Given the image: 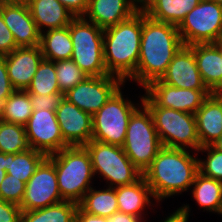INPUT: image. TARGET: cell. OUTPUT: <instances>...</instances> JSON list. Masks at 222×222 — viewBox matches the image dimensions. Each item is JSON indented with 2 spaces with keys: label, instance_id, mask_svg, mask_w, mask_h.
I'll use <instances>...</instances> for the list:
<instances>
[{
  "label": "cell",
  "instance_id": "cell-1",
  "mask_svg": "<svg viewBox=\"0 0 222 222\" xmlns=\"http://www.w3.org/2000/svg\"><path fill=\"white\" fill-rule=\"evenodd\" d=\"M183 45L177 26L155 21L143 11L140 56L131 80L145 88L161 79Z\"/></svg>",
  "mask_w": 222,
  "mask_h": 222
},
{
  "label": "cell",
  "instance_id": "cell-2",
  "mask_svg": "<svg viewBox=\"0 0 222 222\" xmlns=\"http://www.w3.org/2000/svg\"><path fill=\"white\" fill-rule=\"evenodd\" d=\"M198 169V158L187 149L162 147L151 165L143 172L153 198H164L189 190Z\"/></svg>",
  "mask_w": 222,
  "mask_h": 222
},
{
  "label": "cell",
  "instance_id": "cell-3",
  "mask_svg": "<svg viewBox=\"0 0 222 222\" xmlns=\"http://www.w3.org/2000/svg\"><path fill=\"white\" fill-rule=\"evenodd\" d=\"M143 10L129 19L103 30V51L109 75L124 83L135 76L141 46ZM129 78V79H128Z\"/></svg>",
  "mask_w": 222,
  "mask_h": 222
},
{
  "label": "cell",
  "instance_id": "cell-4",
  "mask_svg": "<svg viewBox=\"0 0 222 222\" xmlns=\"http://www.w3.org/2000/svg\"><path fill=\"white\" fill-rule=\"evenodd\" d=\"M47 158L54 164L60 195L79 204L92 188L94 176L90 155L84 146H69Z\"/></svg>",
  "mask_w": 222,
  "mask_h": 222
},
{
  "label": "cell",
  "instance_id": "cell-5",
  "mask_svg": "<svg viewBox=\"0 0 222 222\" xmlns=\"http://www.w3.org/2000/svg\"><path fill=\"white\" fill-rule=\"evenodd\" d=\"M144 104L151 112L154 126L163 147L188 149L198 152L200 141L197 135L195 114L159 107L147 94L142 96Z\"/></svg>",
  "mask_w": 222,
  "mask_h": 222
},
{
  "label": "cell",
  "instance_id": "cell-6",
  "mask_svg": "<svg viewBox=\"0 0 222 222\" xmlns=\"http://www.w3.org/2000/svg\"><path fill=\"white\" fill-rule=\"evenodd\" d=\"M137 108L130 117L123 150L130 161L143 173L163 147L149 109Z\"/></svg>",
  "mask_w": 222,
  "mask_h": 222
},
{
  "label": "cell",
  "instance_id": "cell-7",
  "mask_svg": "<svg viewBox=\"0 0 222 222\" xmlns=\"http://www.w3.org/2000/svg\"><path fill=\"white\" fill-rule=\"evenodd\" d=\"M73 42L71 59L87 76L109 75L104 62L103 29L83 17H75L69 24Z\"/></svg>",
  "mask_w": 222,
  "mask_h": 222
},
{
  "label": "cell",
  "instance_id": "cell-8",
  "mask_svg": "<svg viewBox=\"0 0 222 222\" xmlns=\"http://www.w3.org/2000/svg\"><path fill=\"white\" fill-rule=\"evenodd\" d=\"M84 147L90 155L93 174L109 181L108 187L131 185L143 176L121 146L91 140Z\"/></svg>",
  "mask_w": 222,
  "mask_h": 222
},
{
  "label": "cell",
  "instance_id": "cell-9",
  "mask_svg": "<svg viewBox=\"0 0 222 222\" xmlns=\"http://www.w3.org/2000/svg\"><path fill=\"white\" fill-rule=\"evenodd\" d=\"M137 107L141 108L125 99L119 88L92 116V140L122 147L130 117Z\"/></svg>",
  "mask_w": 222,
  "mask_h": 222
},
{
  "label": "cell",
  "instance_id": "cell-10",
  "mask_svg": "<svg viewBox=\"0 0 222 222\" xmlns=\"http://www.w3.org/2000/svg\"><path fill=\"white\" fill-rule=\"evenodd\" d=\"M186 46L200 43H217L222 35V5L201 0L178 26Z\"/></svg>",
  "mask_w": 222,
  "mask_h": 222
},
{
  "label": "cell",
  "instance_id": "cell-11",
  "mask_svg": "<svg viewBox=\"0 0 222 222\" xmlns=\"http://www.w3.org/2000/svg\"><path fill=\"white\" fill-rule=\"evenodd\" d=\"M123 83L120 78L112 75L88 76L68 90L64 98L93 116Z\"/></svg>",
  "mask_w": 222,
  "mask_h": 222
},
{
  "label": "cell",
  "instance_id": "cell-12",
  "mask_svg": "<svg viewBox=\"0 0 222 222\" xmlns=\"http://www.w3.org/2000/svg\"><path fill=\"white\" fill-rule=\"evenodd\" d=\"M61 201L64 200L58 188L55 166L46 157L26 183L20 209L22 211H31L45 208Z\"/></svg>",
  "mask_w": 222,
  "mask_h": 222
},
{
  "label": "cell",
  "instance_id": "cell-13",
  "mask_svg": "<svg viewBox=\"0 0 222 222\" xmlns=\"http://www.w3.org/2000/svg\"><path fill=\"white\" fill-rule=\"evenodd\" d=\"M25 132L30 147L44 153L46 156L69 147L63 140L55 111L33 110L25 125Z\"/></svg>",
  "mask_w": 222,
  "mask_h": 222
},
{
  "label": "cell",
  "instance_id": "cell-14",
  "mask_svg": "<svg viewBox=\"0 0 222 222\" xmlns=\"http://www.w3.org/2000/svg\"><path fill=\"white\" fill-rule=\"evenodd\" d=\"M159 107L195 114L211 94L208 89H182L167 85L160 79L143 88Z\"/></svg>",
  "mask_w": 222,
  "mask_h": 222
},
{
  "label": "cell",
  "instance_id": "cell-15",
  "mask_svg": "<svg viewBox=\"0 0 222 222\" xmlns=\"http://www.w3.org/2000/svg\"><path fill=\"white\" fill-rule=\"evenodd\" d=\"M55 113L63 140L69 146H84L92 140V115L65 98Z\"/></svg>",
  "mask_w": 222,
  "mask_h": 222
},
{
  "label": "cell",
  "instance_id": "cell-16",
  "mask_svg": "<svg viewBox=\"0 0 222 222\" xmlns=\"http://www.w3.org/2000/svg\"><path fill=\"white\" fill-rule=\"evenodd\" d=\"M0 14L18 47H35L40 44V32L28 5L0 1Z\"/></svg>",
  "mask_w": 222,
  "mask_h": 222
},
{
  "label": "cell",
  "instance_id": "cell-17",
  "mask_svg": "<svg viewBox=\"0 0 222 222\" xmlns=\"http://www.w3.org/2000/svg\"><path fill=\"white\" fill-rule=\"evenodd\" d=\"M160 80L182 89H207L197 68L193 49L186 45L175 54Z\"/></svg>",
  "mask_w": 222,
  "mask_h": 222
},
{
  "label": "cell",
  "instance_id": "cell-18",
  "mask_svg": "<svg viewBox=\"0 0 222 222\" xmlns=\"http://www.w3.org/2000/svg\"><path fill=\"white\" fill-rule=\"evenodd\" d=\"M7 73L15 90H27L44 59L41 49L35 47H18L4 56Z\"/></svg>",
  "mask_w": 222,
  "mask_h": 222
},
{
  "label": "cell",
  "instance_id": "cell-19",
  "mask_svg": "<svg viewBox=\"0 0 222 222\" xmlns=\"http://www.w3.org/2000/svg\"><path fill=\"white\" fill-rule=\"evenodd\" d=\"M197 68L211 93H222V50L220 42L190 45Z\"/></svg>",
  "mask_w": 222,
  "mask_h": 222
},
{
  "label": "cell",
  "instance_id": "cell-20",
  "mask_svg": "<svg viewBox=\"0 0 222 222\" xmlns=\"http://www.w3.org/2000/svg\"><path fill=\"white\" fill-rule=\"evenodd\" d=\"M139 10L130 0H88L83 18L104 30L129 19Z\"/></svg>",
  "mask_w": 222,
  "mask_h": 222
},
{
  "label": "cell",
  "instance_id": "cell-21",
  "mask_svg": "<svg viewBox=\"0 0 222 222\" xmlns=\"http://www.w3.org/2000/svg\"><path fill=\"white\" fill-rule=\"evenodd\" d=\"M200 148L213 145L222 134V93H211L195 113Z\"/></svg>",
  "mask_w": 222,
  "mask_h": 222
},
{
  "label": "cell",
  "instance_id": "cell-22",
  "mask_svg": "<svg viewBox=\"0 0 222 222\" xmlns=\"http://www.w3.org/2000/svg\"><path fill=\"white\" fill-rule=\"evenodd\" d=\"M28 6L40 34L44 32L42 28H63L75 18L58 0H32Z\"/></svg>",
  "mask_w": 222,
  "mask_h": 222
},
{
  "label": "cell",
  "instance_id": "cell-23",
  "mask_svg": "<svg viewBox=\"0 0 222 222\" xmlns=\"http://www.w3.org/2000/svg\"><path fill=\"white\" fill-rule=\"evenodd\" d=\"M115 188L119 212L142 217V211L150 206V197H153L150 187L142 176L131 185L117 186Z\"/></svg>",
  "mask_w": 222,
  "mask_h": 222
},
{
  "label": "cell",
  "instance_id": "cell-24",
  "mask_svg": "<svg viewBox=\"0 0 222 222\" xmlns=\"http://www.w3.org/2000/svg\"><path fill=\"white\" fill-rule=\"evenodd\" d=\"M201 0H150L142 9L145 14L158 22L179 26L185 16Z\"/></svg>",
  "mask_w": 222,
  "mask_h": 222
},
{
  "label": "cell",
  "instance_id": "cell-25",
  "mask_svg": "<svg viewBox=\"0 0 222 222\" xmlns=\"http://www.w3.org/2000/svg\"><path fill=\"white\" fill-rule=\"evenodd\" d=\"M39 47L46 60L54 62L71 59L73 42L70 37L69 25L42 32Z\"/></svg>",
  "mask_w": 222,
  "mask_h": 222
},
{
  "label": "cell",
  "instance_id": "cell-26",
  "mask_svg": "<svg viewBox=\"0 0 222 222\" xmlns=\"http://www.w3.org/2000/svg\"><path fill=\"white\" fill-rule=\"evenodd\" d=\"M194 186V187H193ZM192 194L198 205L222 215V182L198 172L192 184Z\"/></svg>",
  "mask_w": 222,
  "mask_h": 222
},
{
  "label": "cell",
  "instance_id": "cell-27",
  "mask_svg": "<svg viewBox=\"0 0 222 222\" xmlns=\"http://www.w3.org/2000/svg\"><path fill=\"white\" fill-rule=\"evenodd\" d=\"M79 204L61 201L45 208L22 211L21 222H75Z\"/></svg>",
  "mask_w": 222,
  "mask_h": 222
},
{
  "label": "cell",
  "instance_id": "cell-28",
  "mask_svg": "<svg viewBox=\"0 0 222 222\" xmlns=\"http://www.w3.org/2000/svg\"><path fill=\"white\" fill-rule=\"evenodd\" d=\"M79 206L87 213L107 218L119 211L115 188L113 187L104 190L90 188Z\"/></svg>",
  "mask_w": 222,
  "mask_h": 222
},
{
  "label": "cell",
  "instance_id": "cell-29",
  "mask_svg": "<svg viewBox=\"0 0 222 222\" xmlns=\"http://www.w3.org/2000/svg\"><path fill=\"white\" fill-rule=\"evenodd\" d=\"M32 112L29 93L25 90H15L0 106V119L25 126Z\"/></svg>",
  "mask_w": 222,
  "mask_h": 222
},
{
  "label": "cell",
  "instance_id": "cell-30",
  "mask_svg": "<svg viewBox=\"0 0 222 222\" xmlns=\"http://www.w3.org/2000/svg\"><path fill=\"white\" fill-rule=\"evenodd\" d=\"M46 157L44 153L32 148L16 154L9 153L6 172L27 183Z\"/></svg>",
  "mask_w": 222,
  "mask_h": 222
},
{
  "label": "cell",
  "instance_id": "cell-31",
  "mask_svg": "<svg viewBox=\"0 0 222 222\" xmlns=\"http://www.w3.org/2000/svg\"><path fill=\"white\" fill-rule=\"evenodd\" d=\"M30 149L25 126L0 119V153L16 154Z\"/></svg>",
  "mask_w": 222,
  "mask_h": 222
},
{
  "label": "cell",
  "instance_id": "cell-32",
  "mask_svg": "<svg viewBox=\"0 0 222 222\" xmlns=\"http://www.w3.org/2000/svg\"><path fill=\"white\" fill-rule=\"evenodd\" d=\"M29 94L51 95L61 93L56 77V68L53 61L43 59L38 66L31 84L26 90Z\"/></svg>",
  "mask_w": 222,
  "mask_h": 222
},
{
  "label": "cell",
  "instance_id": "cell-33",
  "mask_svg": "<svg viewBox=\"0 0 222 222\" xmlns=\"http://www.w3.org/2000/svg\"><path fill=\"white\" fill-rule=\"evenodd\" d=\"M60 92L66 93L88 77L72 60L54 61Z\"/></svg>",
  "mask_w": 222,
  "mask_h": 222
},
{
  "label": "cell",
  "instance_id": "cell-34",
  "mask_svg": "<svg viewBox=\"0 0 222 222\" xmlns=\"http://www.w3.org/2000/svg\"><path fill=\"white\" fill-rule=\"evenodd\" d=\"M198 151L208 152L205 161L198 159V169L204 176L222 182V151L213 145L199 148Z\"/></svg>",
  "mask_w": 222,
  "mask_h": 222
},
{
  "label": "cell",
  "instance_id": "cell-35",
  "mask_svg": "<svg viewBox=\"0 0 222 222\" xmlns=\"http://www.w3.org/2000/svg\"><path fill=\"white\" fill-rule=\"evenodd\" d=\"M26 183L6 174L0 184V199L20 206L24 197Z\"/></svg>",
  "mask_w": 222,
  "mask_h": 222
},
{
  "label": "cell",
  "instance_id": "cell-36",
  "mask_svg": "<svg viewBox=\"0 0 222 222\" xmlns=\"http://www.w3.org/2000/svg\"><path fill=\"white\" fill-rule=\"evenodd\" d=\"M31 98L33 110H51L56 111L57 107L64 99V93H56L51 95L29 94Z\"/></svg>",
  "mask_w": 222,
  "mask_h": 222
},
{
  "label": "cell",
  "instance_id": "cell-37",
  "mask_svg": "<svg viewBox=\"0 0 222 222\" xmlns=\"http://www.w3.org/2000/svg\"><path fill=\"white\" fill-rule=\"evenodd\" d=\"M16 48H18V46L15 43L13 34L0 14V56H5Z\"/></svg>",
  "mask_w": 222,
  "mask_h": 222
},
{
  "label": "cell",
  "instance_id": "cell-38",
  "mask_svg": "<svg viewBox=\"0 0 222 222\" xmlns=\"http://www.w3.org/2000/svg\"><path fill=\"white\" fill-rule=\"evenodd\" d=\"M14 91L7 73L5 58L0 56V106Z\"/></svg>",
  "mask_w": 222,
  "mask_h": 222
},
{
  "label": "cell",
  "instance_id": "cell-39",
  "mask_svg": "<svg viewBox=\"0 0 222 222\" xmlns=\"http://www.w3.org/2000/svg\"><path fill=\"white\" fill-rule=\"evenodd\" d=\"M20 206L0 199V222H21Z\"/></svg>",
  "mask_w": 222,
  "mask_h": 222
},
{
  "label": "cell",
  "instance_id": "cell-40",
  "mask_svg": "<svg viewBox=\"0 0 222 222\" xmlns=\"http://www.w3.org/2000/svg\"><path fill=\"white\" fill-rule=\"evenodd\" d=\"M74 17H83L88 7V0H58Z\"/></svg>",
  "mask_w": 222,
  "mask_h": 222
},
{
  "label": "cell",
  "instance_id": "cell-41",
  "mask_svg": "<svg viewBox=\"0 0 222 222\" xmlns=\"http://www.w3.org/2000/svg\"><path fill=\"white\" fill-rule=\"evenodd\" d=\"M75 222H108L107 217H101L85 212L78 206L75 214Z\"/></svg>",
  "mask_w": 222,
  "mask_h": 222
},
{
  "label": "cell",
  "instance_id": "cell-42",
  "mask_svg": "<svg viewBox=\"0 0 222 222\" xmlns=\"http://www.w3.org/2000/svg\"><path fill=\"white\" fill-rule=\"evenodd\" d=\"M188 212H190L189 205L181 206L175 213L173 212V214L167 216L164 222H187L190 215Z\"/></svg>",
  "mask_w": 222,
  "mask_h": 222
},
{
  "label": "cell",
  "instance_id": "cell-43",
  "mask_svg": "<svg viewBox=\"0 0 222 222\" xmlns=\"http://www.w3.org/2000/svg\"><path fill=\"white\" fill-rule=\"evenodd\" d=\"M108 222H142L140 217L135 215H129L122 212H115L110 217L107 218Z\"/></svg>",
  "mask_w": 222,
  "mask_h": 222
},
{
  "label": "cell",
  "instance_id": "cell-44",
  "mask_svg": "<svg viewBox=\"0 0 222 222\" xmlns=\"http://www.w3.org/2000/svg\"><path fill=\"white\" fill-rule=\"evenodd\" d=\"M7 164H8V154L0 153V184L7 174L6 172Z\"/></svg>",
  "mask_w": 222,
  "mask_h": 222
},
{
  "label": "cell",
  "instance_id": "cell-45",
  "mask_svg": "<svg viewBox=\"0 0 222 222\" xmlns=\"http://www.w3.org/2000/svg\"><path fill=\"white\" fill-rule=\"evenodd\" d=\"M0 1L9 4L29 5L32 0H0Z\"/></svg>",
  "mask_w": 222,
  "mask_h": 222
},
{
  "label": "cell",
  "instance_id": "cell-46",
  "mask_svg": "<svg viewBox=\"0 0 222 222\" xmlns=\"http://www.w3.org/2000/svg\"><path fill=\"white\" fill-rule=\"evenodd\" d=\"M133 4H135L140 10H142L150 0H130ZM140 4V5H138Z\"/></svg>",
  "mask_w": 222,
  "mask_h": 222
},
{
  "label": "cell",
  "instance_id": "cell-47",
  "mask_svg": "<svg viewBox=\"0 0 222 222\" xmlns=\"http://www.w3.org/2000/svg\"><path fill=\"white\" fill-rule=\"evenodd\" d=\"M213 146L222 151V134L220 135L219 139L213 144Z\"/></svg>",
  "mask_w": 222,
  "mask_h": 222
},
{
  "label": "cell",
  "instance_id": "cell-48",
  "mask_svg": "<svg viewBox=\"0 0 222 222\" xmlns=\"http://www.w3.org/2000/svg\"><path fill=\"white\" fill-rule=\"evenodd\" d=\"M209 1L215 2V3L219 4V5H222V0H209Z\"/></svg>",
  "mask_w": 222,
  "mask_h": 222
},
{
  "label": "cell",
  "instance_id": "cell-49",
  "mask_svg": "<svg viewBox=\"0 0 222 222\" xmlns=\"http://www.w3.org/2000/svg\"><path fill=\"white\" fill-rule=\"evenodd\" d=\"M219 42L222 44V35H221V38H220Z\"/></svg>",
  "mask_w": 222,
  "mask_h": 222
}]
</instances>
